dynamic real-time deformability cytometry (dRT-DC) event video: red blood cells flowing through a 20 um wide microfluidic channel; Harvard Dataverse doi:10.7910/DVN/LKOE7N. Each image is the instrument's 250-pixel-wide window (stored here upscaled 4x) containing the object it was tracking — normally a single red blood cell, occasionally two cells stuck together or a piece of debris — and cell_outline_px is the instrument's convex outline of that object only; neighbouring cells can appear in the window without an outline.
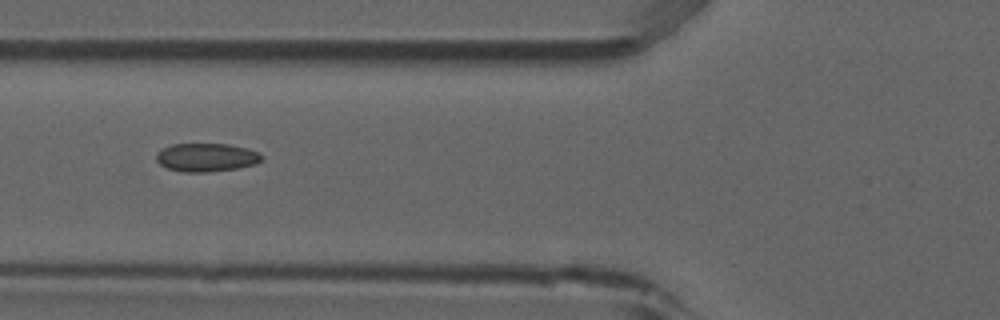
{"species": "common noctule bat (a hibernating species)", "species_latin": "Nyctalus noctula", "temperature_condition": "room temperature", "stored_images_in_passage": 6, "camera_frame_rate_fps": 3000, "um_per_image_px": 0.085, "animal": {"sex": "male", "forearm_length_mm": 52.5}, "frame": {"image": 1, "passage_image": 6, "time_ms": 1.667, "image_size_px": [1000, 320], "cell_outline_px": [[264, 156], [256, 164], [236, 168], [204, 172], [180, 172], [168, 168], [160, 164], [156, 160], [156, 152], [172, 144], [228, 144], [248, 148], [260, 152]], "centroid_in_image_um": [17.55, 13.37], "position_along_channel_um": 108.2, "area_um2": 17.46}}